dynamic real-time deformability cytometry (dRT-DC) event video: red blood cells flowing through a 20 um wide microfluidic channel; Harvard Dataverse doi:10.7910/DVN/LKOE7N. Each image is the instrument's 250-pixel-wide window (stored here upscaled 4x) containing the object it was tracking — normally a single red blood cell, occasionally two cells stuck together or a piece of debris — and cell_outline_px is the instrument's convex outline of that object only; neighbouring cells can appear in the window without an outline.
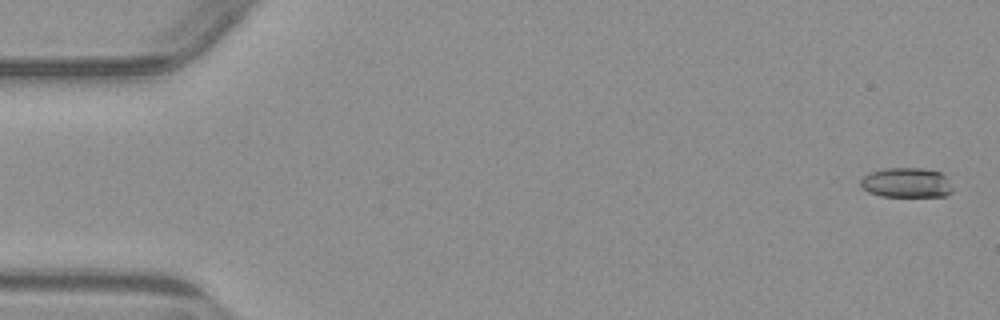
{"species": "common noctule bat (a hibernating species)", "species_latin": "Nyctalus noctula", "temperature_condition": "warm", "stored_images_in_passage": 4, "camera_frame_rate_fps": 3000, "um_per_image_px": 0.085, "animal": {"sex": "male", "body_mass_g": 23.1, "forearm_length_mm": 52.7}, "frame": {"image": 1, "passage_image": 1, "time_ms": 0.0, "image_size_px": [1000, 320], "cell_outline_px": [[952, 192], [944, 196], [880, 196], [868, 192], [860, 184], [860, 180], [864, 176], [872, 172], [884, 168], [920, 168], [940, 172], [944, 176], [952, 188]], "centroid_in_image_um": [77.03, 15.53], "position_along_channel_um": 8.0, "area_um2": 15.78}}